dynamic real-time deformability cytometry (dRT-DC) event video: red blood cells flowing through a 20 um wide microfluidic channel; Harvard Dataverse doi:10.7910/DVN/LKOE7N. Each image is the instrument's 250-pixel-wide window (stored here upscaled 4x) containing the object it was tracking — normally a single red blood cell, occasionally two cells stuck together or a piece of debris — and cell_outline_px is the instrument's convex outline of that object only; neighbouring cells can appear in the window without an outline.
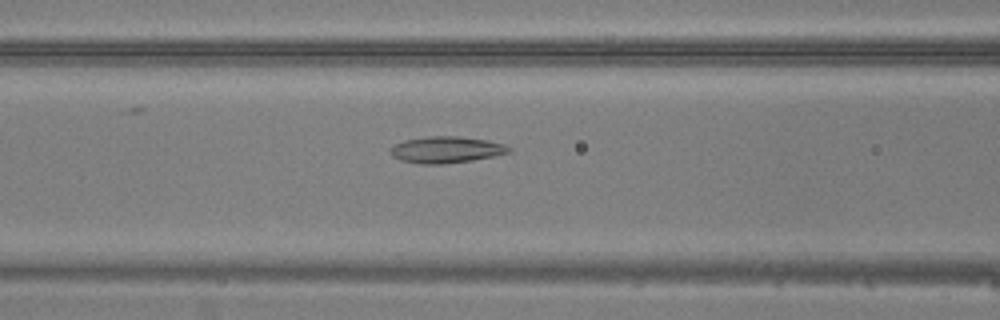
{"species": "common noctule bat (a hibernating species)", "species_latin": "Nyctalus noctula", "temperature_condition": "warm", "stored_images_in_passage": 47, "camera_frame_rate_fps": 3000, "um_per_image_px": 0.085, "animal": {"sex": "male", "body_mass_g": 20.5, "forearm_length_mm": 52.5}, "frame": {"image": 1, "passage_image": 20, "time_ms": 6.333, "image_size_px": [1000, 320], "cell_outline_px": [[512, 152], [472, 160], [444, 164], [420, 164], [400, 160], [392, 156], [388, 148], [404, 140], [428, 136], [456, 136], [488, 140], [504, 144], [512, 148]], "centroid_in_image_um": [37.92, 12.72], "position_along_channel_um": 128.7, "area_um2": 18.38}}
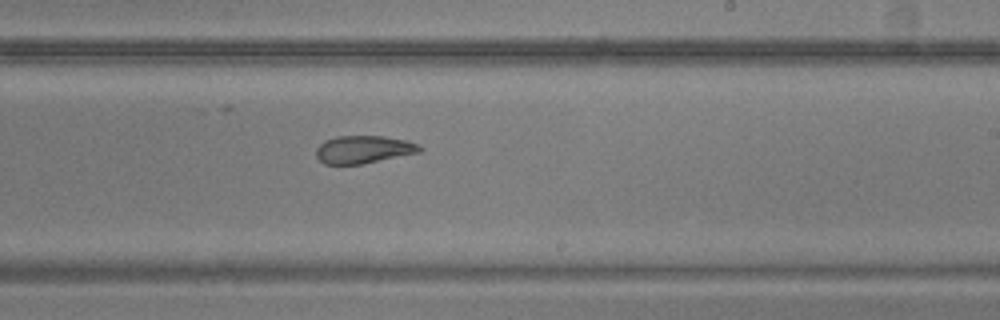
{"frame": {"image": 2, "passage_image": 29, "time_ms": 9.333, "image_size_px": [1000, 320], "cell_outline_px": [[424, 148], [420, 152], [360, 164], [324, 164], [316, 156], [316, 148], [324, 140], [336, 136], [384, 136], [408, 140]], "centroid_in_image_um": [30.89, 12.69], "position_along_channel_um": 258.1, "area_um2": 16.7}}
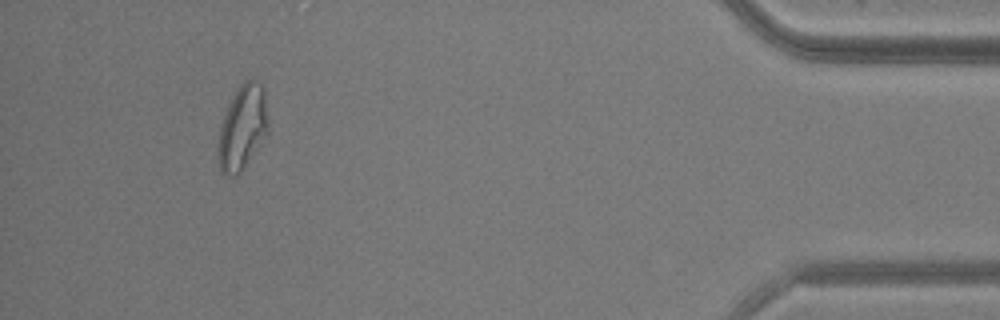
{"frame": {"image": 3, "passage_image": 44, "time_ms": 14.333, "image_size_px": [1000, 320], "cell_outline_px": [[268, 132], [244, 168], [236, 176], [224, 176], [220, 168], [220, 128], [228, 104], [236, 88], [244, 80], [256, 80], [264, 88], [268, 124]], "centroid_in_image_um": [20.64, 10.81], "position_along_channel_um": 414.6, "area_um2": 24.22}}